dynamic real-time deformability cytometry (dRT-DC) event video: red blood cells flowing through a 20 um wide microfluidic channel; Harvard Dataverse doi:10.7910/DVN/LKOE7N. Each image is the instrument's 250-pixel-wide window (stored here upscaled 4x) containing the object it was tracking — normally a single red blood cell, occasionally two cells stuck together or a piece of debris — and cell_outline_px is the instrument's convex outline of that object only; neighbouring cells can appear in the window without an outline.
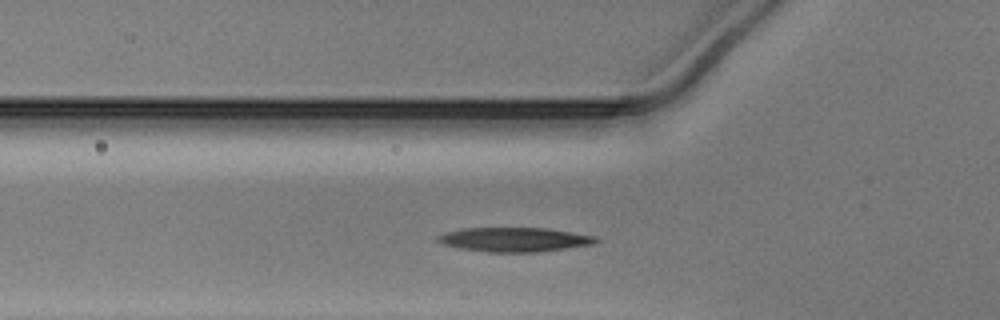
{"species": "Egyptian fruit bat (a non-hibernating species)", "species_latin": "Rousettus aegyptiacus", "temperature_condition": "warm", "stored_images_in_passage": 33, "camera_frame_rate_fps": 3000, "um_per_image_px": 0.085, "animal": {"sex": "male"}, "frame": {"image": 1, "passage_image": 10, "time_ms": 3.0, "image_size_px": [1000, 320], "cell_outline_px": [[600, 240], [592, 244], [536, 252], [488, 252], [460, 248], [444, 244], [436, 240], [436, 236], [444, 232], [460, 228], [548, 228], [596, 236]], "centroid_in_image_um": [43.69, 20.35], "position_along_channel_um": 82.1, "area_um2": 22.31}}
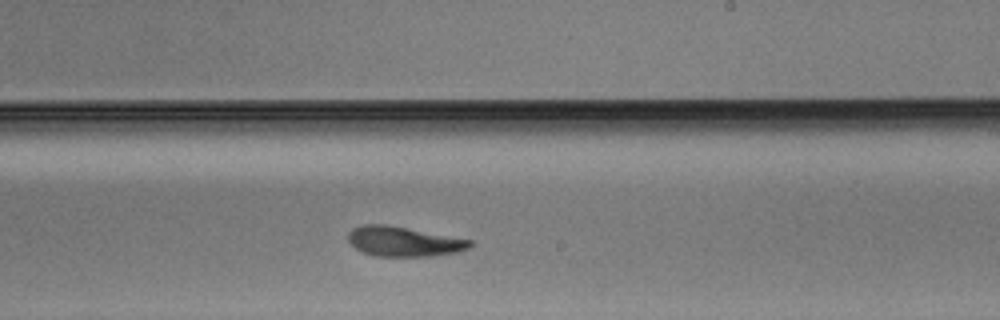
{"frame": {"image": 2, "passage_image": 23, "time_ms": 7.333, "image_size_px": [1000, 320], "cell_outline_px": [[472, 244], [468, 248], [456, 252], [432, 256], [376, 256], [364, 252], [356, 248], [348, 240], [348, 232], [352, 228], [360, 224], [384, 224], [472, 240]], "centroid_in_image_um": [34.27, 20.52], "position_along_channel_um": 254.7, "area_um2": 20.92}}
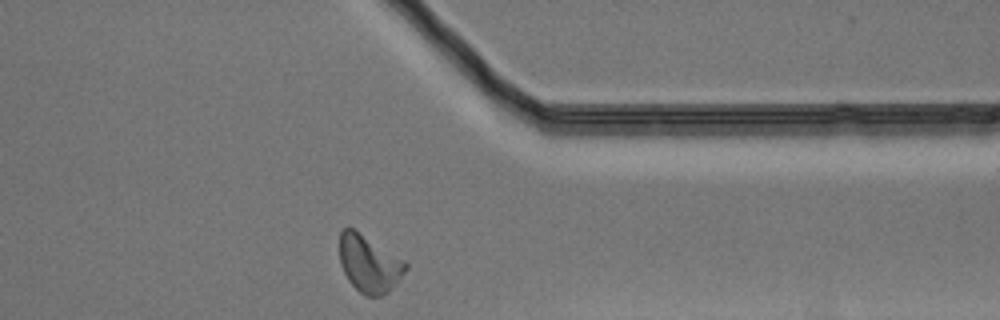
{"frame": {"image": 3, "passage_image": 33, "time_ms": 10.667, "image_size_px": [1000, 320], "cell_outline_px": [[408, 268], [396, 284], [388, 292], [380, 296], [364, 296], [348, 280], [340, 264], [340, 232], [348, 224], [404, 260], [408, 264]], "centroid_in_image_um": [31.37, 22.4], "position_along_channel_um": 380.0, "area_um2": 22.14}}